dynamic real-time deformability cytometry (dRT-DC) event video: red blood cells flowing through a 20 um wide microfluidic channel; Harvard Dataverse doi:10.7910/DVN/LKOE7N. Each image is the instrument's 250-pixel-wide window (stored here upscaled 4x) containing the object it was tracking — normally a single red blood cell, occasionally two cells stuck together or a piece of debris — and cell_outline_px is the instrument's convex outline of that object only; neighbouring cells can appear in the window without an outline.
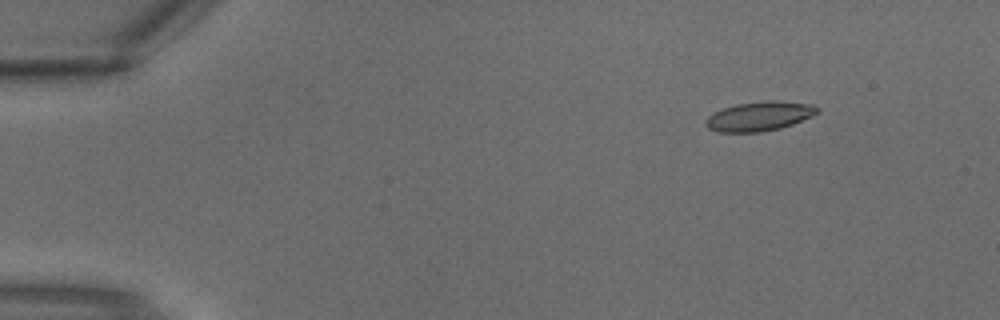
{"species": "common noctule bat (a hibernating species)", "species_latin": "Nyctalus noctula", "temperature_condition": "warm", "stored_images_in_passage": 3, "camera_frame_rate_fps": 3000, "um_per_image_px": 0.085, "animal": {"sex": "male", "body_mass_g": 18.8}, "frame": {"image": 1, "passage_image": 1, "time_ms": 0.0, "image_size_px": [1000, 320], "cell_outline_px": [[820, 112], [812, 116], [792, 124], [780, 128], [760, 132], [720, 132], [708, 128], [704, 124], [704, 120], [708, 116], [724, 108], [736, 104], [812, 104], [820, 108]], "centroid_in_image_um": [64.49, 9.95], "position_along_channel_um": 20.5, "area_um2": 17.92}}